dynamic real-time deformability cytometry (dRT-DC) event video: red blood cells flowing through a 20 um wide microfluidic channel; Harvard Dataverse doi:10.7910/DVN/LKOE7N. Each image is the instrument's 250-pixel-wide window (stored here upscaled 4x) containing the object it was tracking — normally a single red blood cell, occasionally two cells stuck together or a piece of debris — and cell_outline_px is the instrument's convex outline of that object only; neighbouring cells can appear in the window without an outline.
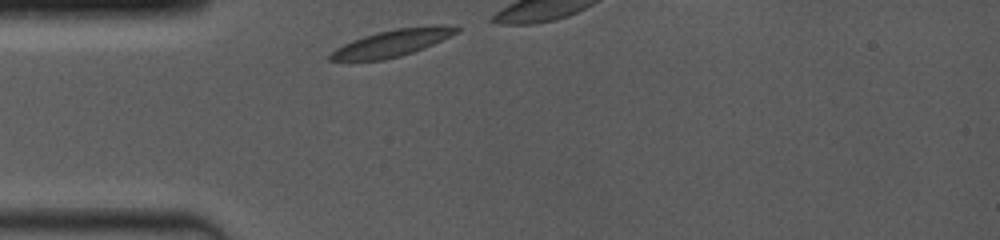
{"species": "common noctule bat (a hibernating species)", "species_latin": "Nyctalus noctula", "temperature_condition": "room temperature", "stored_images_in_passage": 8, "camera_frame_rate_fps": 4000, "um_per_image_px": 0.085, "animal": {"sex": "female", "body_mass_g": 19.0, "forearm_length_mm": 53.3}, "frame": {"image": 1, "passage_image": 1, "time_ms": 0.0, "image_size_px": [1000, 240], "cell_outline_px": [[460, 32], [424, 48], [400, 56], [384, 60], [328, 60], [328, 56], [336, 48], [352, 40], [364, 36], [396, 28], [436, 24], [460, 28]], "centroid_in_image_um": [33.37, 3.64], "position_along_channel_um": 51.6, "area_um2": 19.59}}
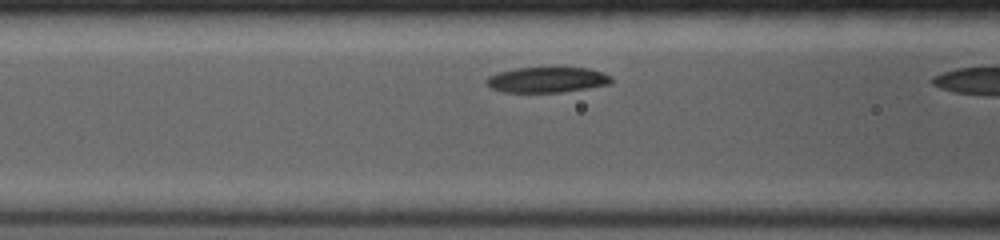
{"frame": {"image": 2, "passage_image": 7, "time_ms": 2.0, "image_size_px": [1000, 240], "cell_outline_px": [[612, 84], [588, 88], [560, 92], [504, 92], [488, 88], [484, 80], [488, 76], [500, 72], [516, 68], [588, 68], [604, 72], [612, 76]], "centroid_in_image_um": [46.5, 6.79], "position_along_channel_um": 120.1, "area_um2": 18.67}}